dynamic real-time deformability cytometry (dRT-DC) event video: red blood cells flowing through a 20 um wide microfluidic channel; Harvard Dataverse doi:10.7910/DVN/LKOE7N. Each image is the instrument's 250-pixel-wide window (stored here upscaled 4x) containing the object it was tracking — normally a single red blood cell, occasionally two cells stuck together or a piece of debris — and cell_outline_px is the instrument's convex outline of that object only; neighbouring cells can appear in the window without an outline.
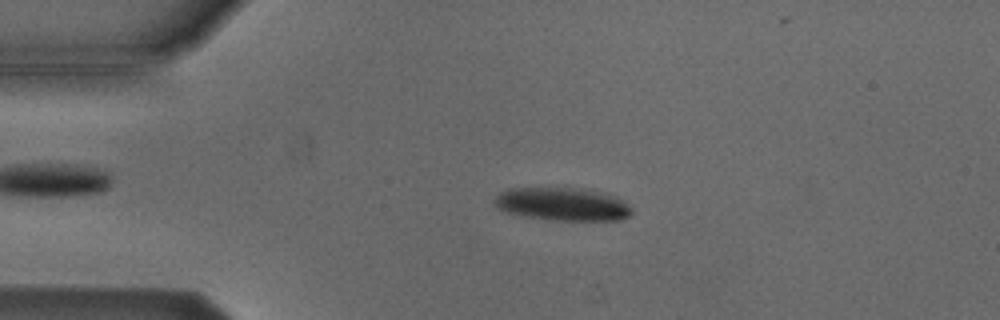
{"species": "Egyptian fruit bat (a non-hibernating species)", "species_latin": "Rousettus aegyptiacus", "temperature_condition": "cold", "stored_images_in_passage": 54, "camera_frame_rate_fps": 3000, "um_per_image_px": 0.085, "animal": {"sex": "male"}, "frame": {"image": 1, "passage_image": 12, "time_ms": 3.667, "image_size_px": [1000, 320], "cell_outline_px": [[632, 212], [628, 216], [620, 220], [556, 220], [520, 216], [504, 212], [496, 208], [492, 204], [492, 200], [500, 192], [508, 188], [572, 188], [616, 196], [632, 208]], "centroid_in_image_um": [47.71, 17.36], "position_along_channel_um": 37.3, "area_um2": 26.41}}
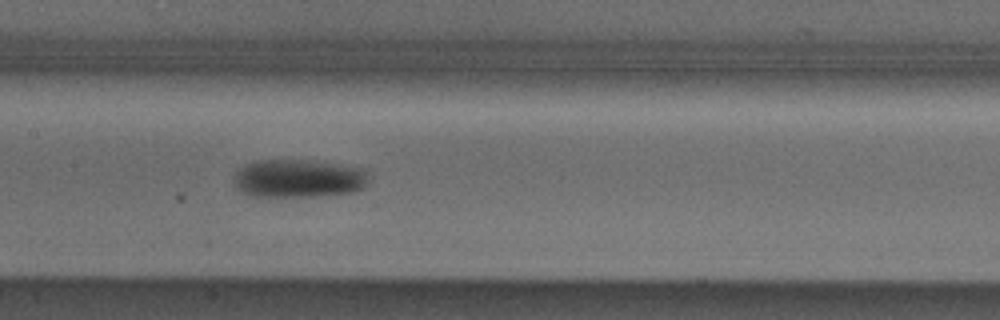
{"frame": {"image": 2, "passage_image": 26, "time_ms": 8.333, "image_size_px": [1000, 320], "cell_outline_px": [[368, 180], [364, 188], [352, 192], [316, 196], [248, 196], [236, 188], [232, 184], [232, 176], [244, 164], [256, 160], [300, 160], [336, 164], [360, 168], [368, 172]], "centroid_in_image_um": [25.3, 15.17], "position_along_channel_um": 182.1, "area_um2": 30.17}}
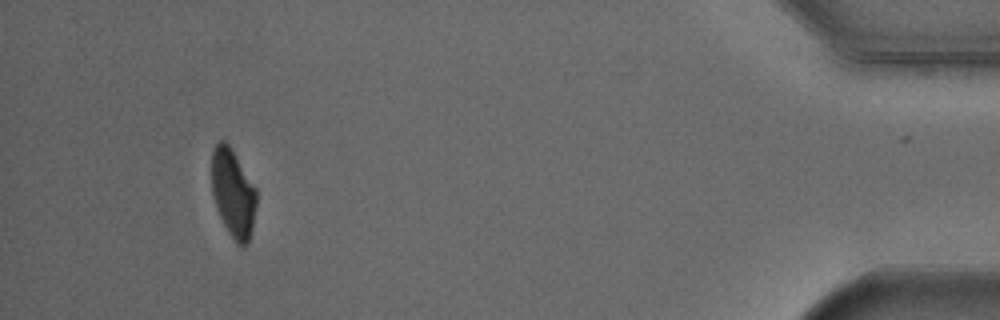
{"frame": {"image": 3, "passage_image": 50, "time_ms": 16.333, "image_size_px": [1000, 320], "cell_outline_px": [[256, 204], [252, 228], [248, 244], [244, 248], [236, 244], [228, 232], [216, 208], [212, 192], [212, 148], [220, 140], [224, 140], [228, 144], [256, 188]], "centroid_in_image_um": [19.81, 16.45], "position_along_channel_um": 415.4, "area_um2": 22.95}, "authors_computed_cell_mechanics": {"area_um2": 26.4435, "velocity_mm_per_s": 3.8146, "shape_relaxation_time_tau1_ms": 4.6694, "shape_relaxation_time_tau2_ms": null, "deformation_change_tau1": 0.1243, "deformation_change_tau2": null}}